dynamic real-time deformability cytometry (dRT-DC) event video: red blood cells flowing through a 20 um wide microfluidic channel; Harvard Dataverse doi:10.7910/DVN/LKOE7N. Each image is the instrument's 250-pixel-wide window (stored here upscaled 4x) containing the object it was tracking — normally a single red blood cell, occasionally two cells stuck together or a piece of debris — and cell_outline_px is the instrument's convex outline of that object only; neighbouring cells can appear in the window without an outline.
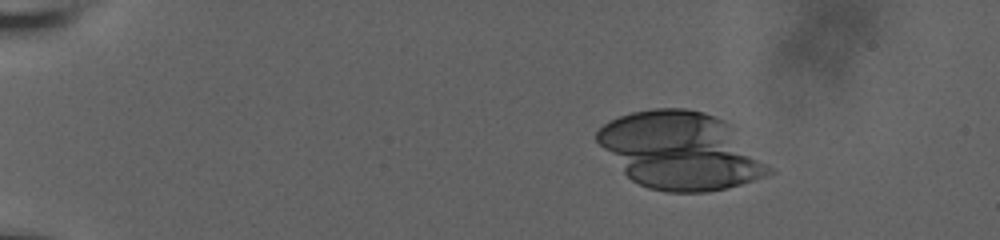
{"species": "human", "species_latin": "Homo sapiens", "temperature_condition": "room temperature", "stored_images_in_passage": 5, "camera_frame_rate_fps": 3000, "um_per_image_px": 0.085, "donor": {"sex": "male"}, "frame": {"image": 1, "passage_image": 2, "time_ms": 0.333, "image_size_px": [1000, 240], "cell_outline_px": [[740, 160], [628, 172], [604, 144], [692, 144], [736, 156]], "centroid_in_image_um": [56.53, 13.25], "position_along_channel_um": 28.5, "area_um2": 17.92}}